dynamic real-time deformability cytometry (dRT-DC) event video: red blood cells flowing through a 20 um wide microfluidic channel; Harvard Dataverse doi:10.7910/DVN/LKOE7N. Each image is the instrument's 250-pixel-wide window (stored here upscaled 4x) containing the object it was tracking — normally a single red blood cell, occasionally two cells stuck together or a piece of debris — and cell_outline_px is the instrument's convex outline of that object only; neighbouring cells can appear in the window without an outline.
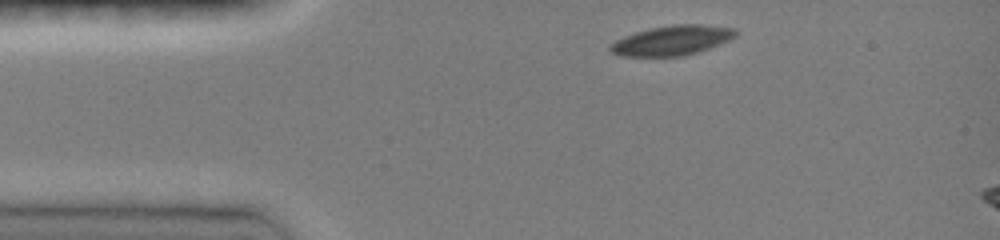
{"species": "common noctule bat (a hibernating species)", "species_latin": "Nyctalus noctula", "temperature_condition": "room temperature", "stored_images_in_passage": 4, "camera_frame_rate_fps": 3000, "um_per_image_px": 0.085, "animal": {"sex": "female", "body_mass_g": 19.0, "forearm_length_mm": 51.5}, "frame": {"image": 1, "passage_image": 1, "time_ms": 0.0, "image_size_px": [1000, 240], "cell_outline_px": [[740, 32], [736, 36], [720, 44], [700, 52], [684, 56], [620, 56], [612, 52], [608, 48], [608, 44], [624, 36], [636, 32], [652, 28], [672, 24], [700, 24], [736, 28]], "centroid_in_image_um": [57.15, 3.43], "position_along_channel_um": 27.9, "area_um2": 21.96}}